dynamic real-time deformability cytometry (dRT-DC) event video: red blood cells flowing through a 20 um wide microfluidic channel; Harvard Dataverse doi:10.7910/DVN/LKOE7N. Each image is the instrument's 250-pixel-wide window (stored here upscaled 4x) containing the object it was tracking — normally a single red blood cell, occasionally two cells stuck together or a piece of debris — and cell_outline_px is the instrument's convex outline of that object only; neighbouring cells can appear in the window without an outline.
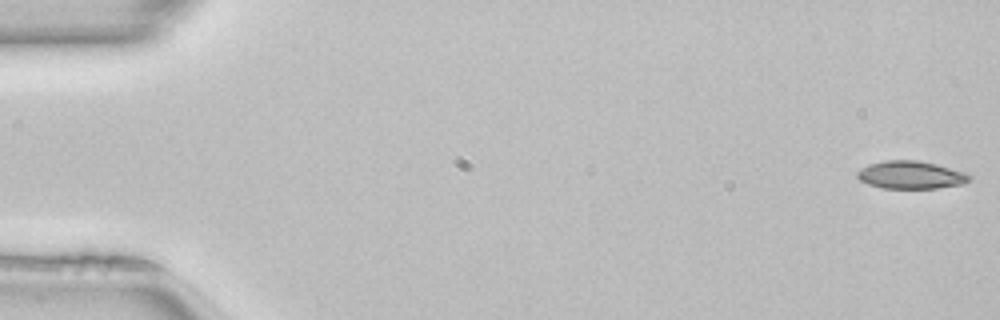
{"species": "common noctule bat (a hibernating species)", "species_latin": "Nyctalus noctula", "temperature_condition": "room temperature", "stored_images_in_passage": 50, "camera_frame_rate_fps": 3000, "um_per_image_px": 0.085, "animal": {"sex": "female", "body_mass_g": 22.7, "forearm_length_mm": 54.2}, "frame": {"image": 1, "passage_image": 1, "time_ms": 0.0, "image_size_px": [1000, 320], "cell_outline_px": [[972, 176], [964, 184], [936, 188], [880, 188], [868, 184], [860, 180], [856, 176], [856, 172], [860, 168], [868, 164], [884, 160], [916, 160], [936, 164], [964, 172]], "centroid_in_image_um": [77.37, 14.87], "position_along_channel_um": 7.6, "area_um2": 18.21}}
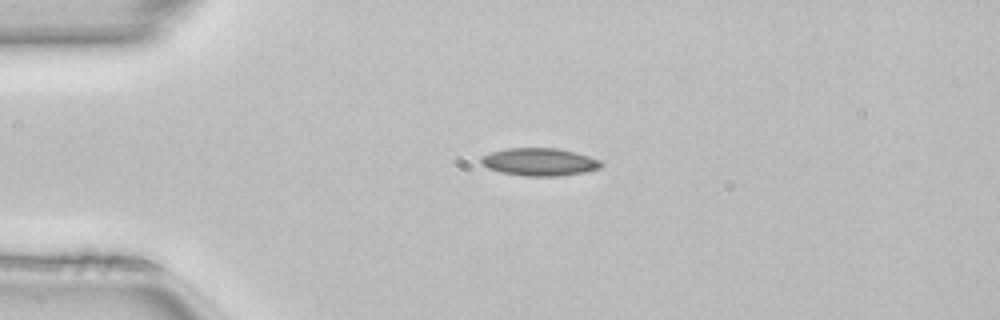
{"frame": {"image": 2, "passage_image": 12, "time_ms": 3.667, "image_size_px": [1000, 320], "cell_outline_px": [[604, 164], [600, 168], [580, 172], [556, 176], [524, 176], [500, 172], [488, 168], [480, 160], [484, 156], [492, 152], [508, 148], [556, 148], [588, 156], [600, 160]], "centroid_in_image_um": [45.85, 13.76], "position_along_channel_um": 39.1, "area_um2": 18.96}}
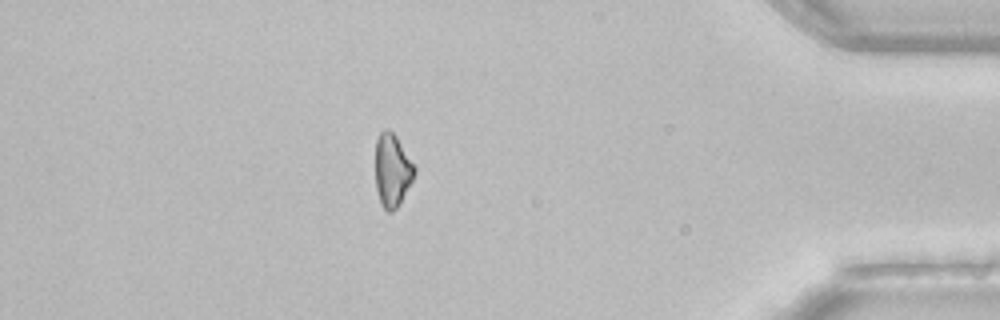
{"frame": {"image": 3, "passage_image": 44, "time_ms": 14.333, "image_size_px": [1000, 320], "cell_outline_px": [[416, 172], [412, 180], [396, 208], [392, 212], [388, 212], [380, 204], [376, 188], [376, 140], [380, 132], [384, 128], [388, 128], [396, 136], [416, 168]], "centroid_in_image_um": [33.32, 14.46], "position_along_channel_um": 401.9, "area_um2": 16.42}}